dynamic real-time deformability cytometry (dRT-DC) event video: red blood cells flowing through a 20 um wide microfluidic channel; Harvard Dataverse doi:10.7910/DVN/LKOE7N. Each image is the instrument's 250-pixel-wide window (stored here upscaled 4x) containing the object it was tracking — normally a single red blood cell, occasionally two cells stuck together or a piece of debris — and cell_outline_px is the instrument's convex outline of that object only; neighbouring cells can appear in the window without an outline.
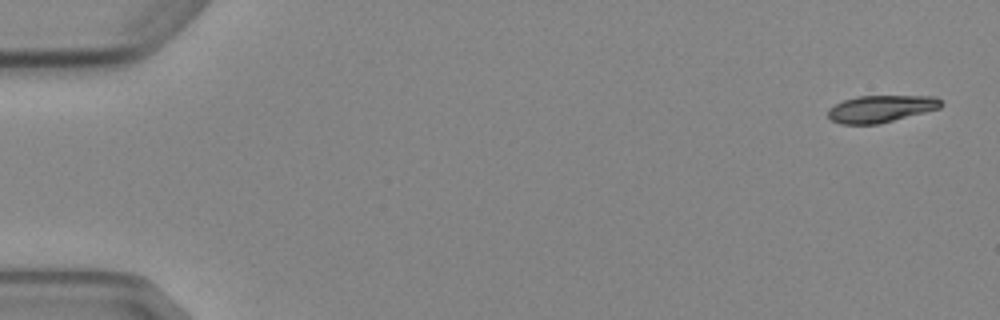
{"species": "Egyptian fruit bat (a non-hibernating species)", "species_latin": "Rousettus aegyptiacus", "temperature_condition": "cold", "stored_images_in_passage": 4, "camera_frame_rate_fps": 3000, "um_per_image_px": 0.085, "animal": {"sex": "female"}, "frame": {"image": 1, "passage_image": 1, "time_ms": 0.0, "image_size_px": [1000, 320], "cell_outline_px": [[944, 104], [940, 108], [880, 124], [840, 124], [832, 120], [828, 116], [828, 108], [844, 100], [856, 96], [936, 96]], "centroid_in_image_um": [74.88, 9.24], "position_along_channel_um": 10.1, "area_um2": 17.86}}
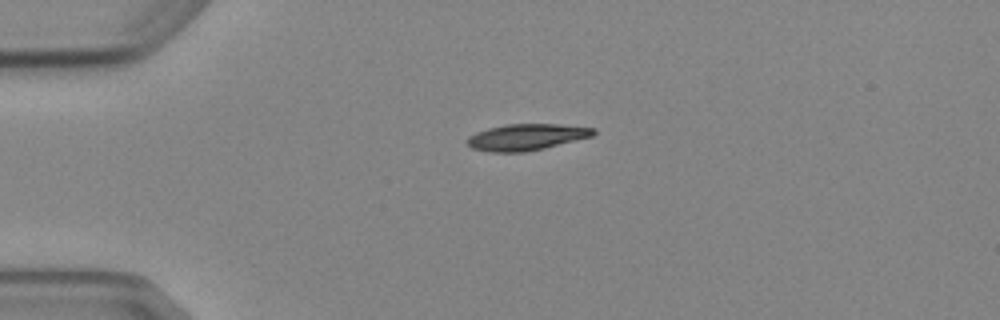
{"frame": {"image": 2, "passage_image": 4, "time_ms": 3.667, "image_size_px": [1000, 320], "cell_outline_px": [[596, 132], [592, 136], [544, 148], [524, 152], [488, 152], [472, 148], [464, 140], [468, 136], [476, 132], [488, 128], [504, 124], [556, 124], [596, 128]], "centroid_in_image_um": [44.7, 11.65], "position_along_channel_um": 40.3, "area_um2": 19.42}}